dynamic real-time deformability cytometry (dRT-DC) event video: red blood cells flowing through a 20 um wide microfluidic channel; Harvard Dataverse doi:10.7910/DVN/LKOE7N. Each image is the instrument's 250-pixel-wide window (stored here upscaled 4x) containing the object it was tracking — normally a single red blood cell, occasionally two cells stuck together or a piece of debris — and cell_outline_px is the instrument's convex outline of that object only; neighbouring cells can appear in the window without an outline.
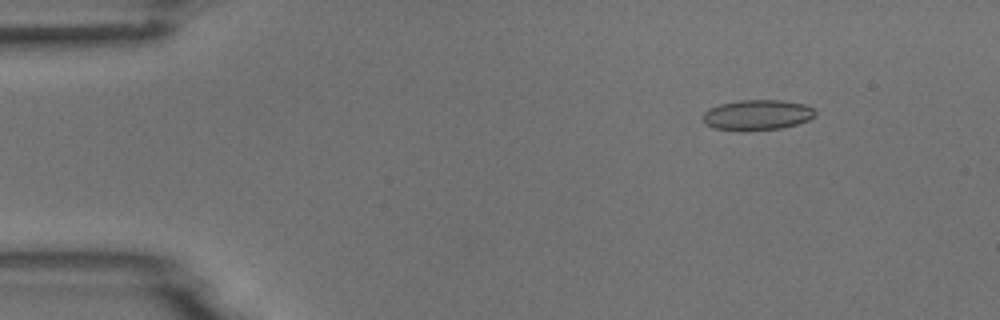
{"species": "common noctule bat (a hibernating species)", "species_latin": "Nyctalus noctula", "temperature_condition": "room temperature", "stored_images_in_passage": 6, "camera_frame_rate_fps": 3000, "um_per_image_px": 0.085, "animal": {"sex": "male", "body_mass_g": 18.8}, "frame": {"image": 1, "passage_image": 2, "time_ms": 1.333, "image_size_px": [1000, 320], "cell_outline_px": [[816, 116], [808, 120], [796, 124], [780, 128], [744, 132], [740, 132], [716, 128], [704, 124], [700, 116], [708, 108], [720, 104], [740, 100], [780, 100], [804, 104], [812, 108], [816, 112]], "centroid_in_image_um": [64.31, 9.78], "position_along_channel_um": 20.7, "area_um2": 20.23}}
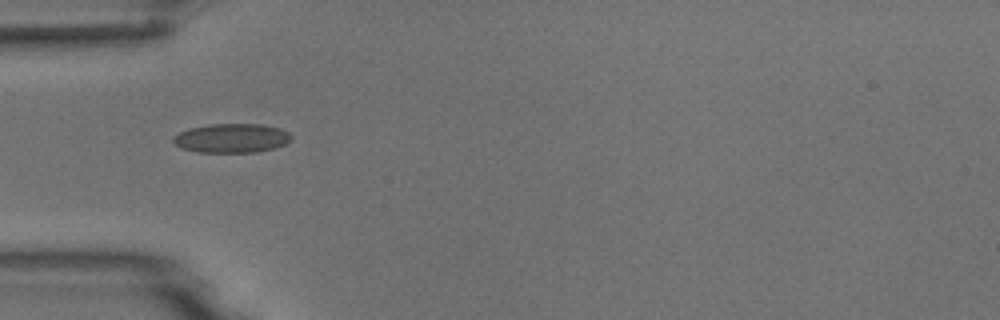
{"frame": {"image": 2, "passage_image": 5, "time_ms": 4.667, "image_size_px": [1000, 320], "cell_outline_px": [[292, 140], [284, 144], [272, 148], [256, 152], [196, 152], [180, 148], [172, 140], [172, 136], [188, 128], [208, 124], [260, 124], [280, 128], [288, 132], [292, 136]], "centroid_in_image_um": [19.66, 11.74], "position_along_channel_um": 65.3, "area_um2": 20.11}}